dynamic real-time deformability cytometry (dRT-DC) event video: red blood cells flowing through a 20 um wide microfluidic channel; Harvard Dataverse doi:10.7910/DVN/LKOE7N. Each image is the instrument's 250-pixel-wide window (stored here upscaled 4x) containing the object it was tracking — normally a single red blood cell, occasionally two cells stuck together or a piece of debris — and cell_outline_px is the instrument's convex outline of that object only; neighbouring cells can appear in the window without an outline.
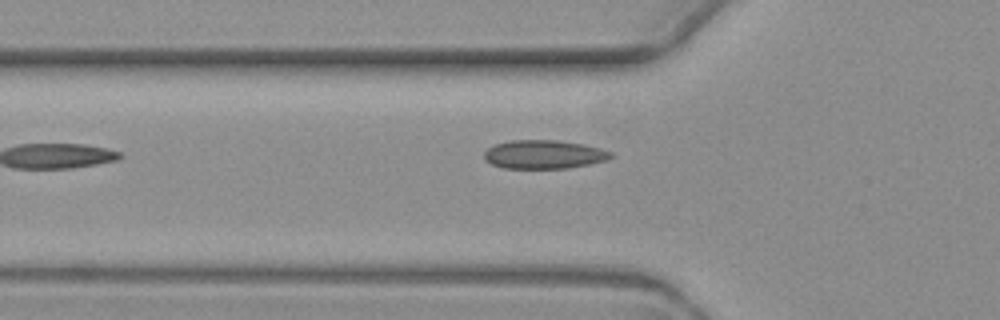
{"species": "common noctule bat (a hibernating species)", "species_latin": "Nyctalus noctula", "temperature_condition": "warm", "stored_images_in_passage": 7, "camera_frame_rate_fps": 3000, "um_per_image_px": 0.085, "animal": {"sex": "female", "body_mass_g": 19.3, "forearm_length_mm": 54.1}, "frame": {"image": 1, "passage_image": 6, "time_ms": 7.0, "image_size_px": [1000, 320], "cell_outline_px": [[616, 156], [608, 160], [568, 168], [504, 168], [492, 164], [484, 160], [484, 152], [488, 148], [496, 144], [512, 140], [556, 140], [584, 144], [600, 148], [612, 152]], "centroid_in_image_um": [46.26, 13.12], "position_along_channel_um": 79.5, "area_um2": 21.21}}
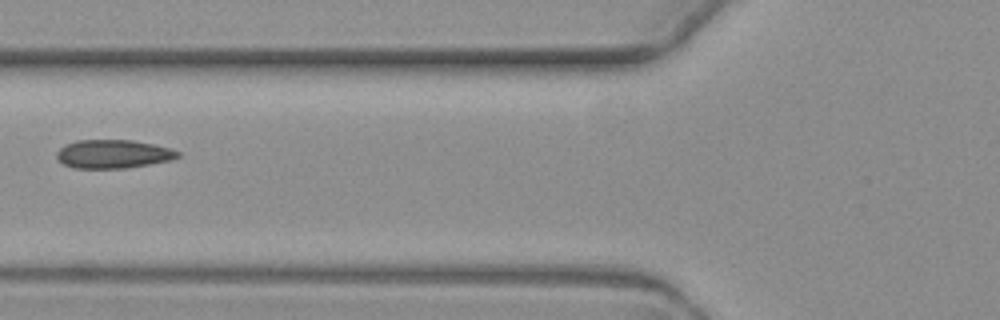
{"frame": {"image": 2, "passage_image": 7, "time_ms": 8.0, "image_size_px": [1000, 320], "cell_outline_px": [[180, 156], [172, 160], [124, 168], [76, 168], [64, 164], [56, 156], [56, 152], [64, 144], [76, 140], [132, 140], [152, 144], [168, 148], [180, 152]], "centroid_in_image_um": [9.6, 13.08], "position_along_channel_um": 116.2, "area_um2": 20.0}}